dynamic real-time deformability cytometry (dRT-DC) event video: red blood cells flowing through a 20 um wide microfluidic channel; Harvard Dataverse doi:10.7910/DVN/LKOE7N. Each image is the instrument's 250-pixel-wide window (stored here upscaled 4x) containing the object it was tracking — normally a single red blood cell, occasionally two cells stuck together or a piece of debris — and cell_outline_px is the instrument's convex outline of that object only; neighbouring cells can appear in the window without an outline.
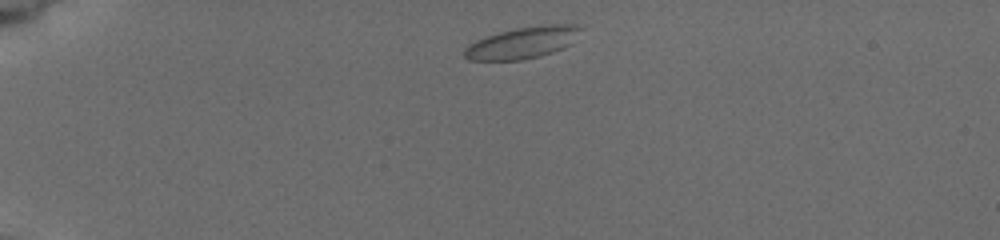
{"species": "common noctule bat (a hibernating species)", "species_latin": "Nyctalus noctula", "temperature_condition": "cold", "stored_images_in_passage": 7, "camera_frame_rate_fps": 3000, "um_per_image_px": 0.085, "animal": {"sex": "female", "body_mass_g": 19.5, "forearm_length_mm": 54.1}, "frame": {"image": 1, "passage_image": 1, "time_ms": 0.0, "image_size_px": [1000, 240], "cell_outline_px": [[580, 28], [572, 44], [564, 48], [540, 56], [524, 60], [468, 60], [464, 56], [464, 48], [468, 44], [476, 40], [500, 32], [516, 28], [544, 24], [576, 24]], "centroid_in_image_um": [44.41, 3.63], "position_along_channel_um": 40.6, "area_um2": 21.39}}
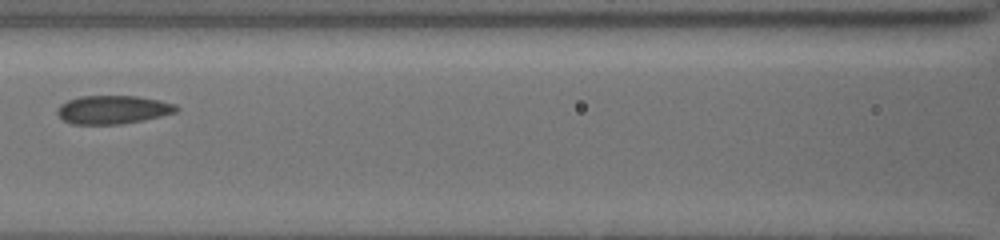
{"frame": {"image": 2, "passage_image": 6, "time_ms": 4.667, "image_size_px": [1000, 240], "cell_outline_px": [[180, 108], [176, 112], [160, 116], [120, 124], [72, 124], [64, 120], [56, 112], [56, 108], [60, 104], [68, 100], [80, 96], [136, 96], [160, 100], [176, 104]], "centroid_in_image_um": [9.58, 9.31], "position_along_channel_um": 157.0, "area_um2": 19.65}}
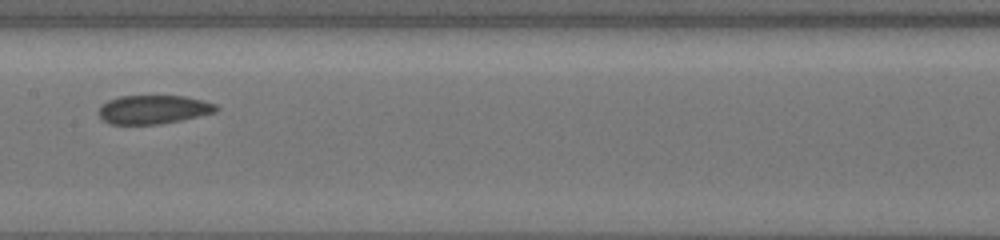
{"frame": {"image": 3, "passage_image": 7, "time_ms": 5.667, "image_size_px": [1000, 240], "cell_outline_px": [[220, 108], [216, 112], [180, 120], [160, 124], [112, 124], [104, 120], [100, 116], [100, 108], [108, 100], [120, 96], [184, 96], [216, 104]], "centroid_in_image_um": [13.07, 9.31], "position_along_channel_um": 194.3, "area_um2": 19.36}}